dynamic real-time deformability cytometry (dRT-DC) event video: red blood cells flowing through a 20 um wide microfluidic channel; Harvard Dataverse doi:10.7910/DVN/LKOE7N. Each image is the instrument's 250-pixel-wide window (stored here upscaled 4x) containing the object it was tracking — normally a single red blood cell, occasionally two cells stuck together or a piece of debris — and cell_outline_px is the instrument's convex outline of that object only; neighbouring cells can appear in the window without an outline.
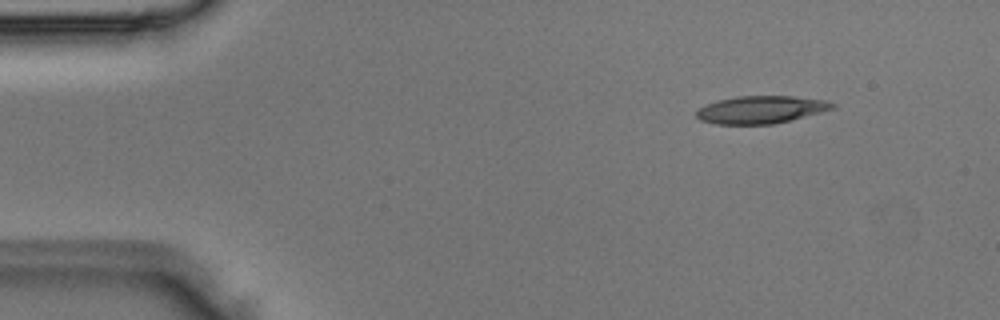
{"species": "Egyptian fruit bat (a non-hibernating species)", "species_latin": "Rousettus aegyptiacus", "temperature_condition": "room temperature", "stored_images_in_passage": 3, "camera_frame_rate_fps": 3000, "um_per_image_px": 0.085, "animal": {"sex": "male"}, "frame": {"image": 1, "passage_image": 3, "time_ms": 0.667, "image_size_px": [1000, 320], "cell_outline_px": [[836, 108], [772, 124], [716, 124], [700, 120], [696, 116], [696, 112], [700, 108], [708, 104], [720, 100], [736, 96], [792, 96], [824, 100], [836, 104]], "centroid_in_image_um": [64.68, 9.32], "position_along_channel_um": 20.3, "area_um2": 21.5}}